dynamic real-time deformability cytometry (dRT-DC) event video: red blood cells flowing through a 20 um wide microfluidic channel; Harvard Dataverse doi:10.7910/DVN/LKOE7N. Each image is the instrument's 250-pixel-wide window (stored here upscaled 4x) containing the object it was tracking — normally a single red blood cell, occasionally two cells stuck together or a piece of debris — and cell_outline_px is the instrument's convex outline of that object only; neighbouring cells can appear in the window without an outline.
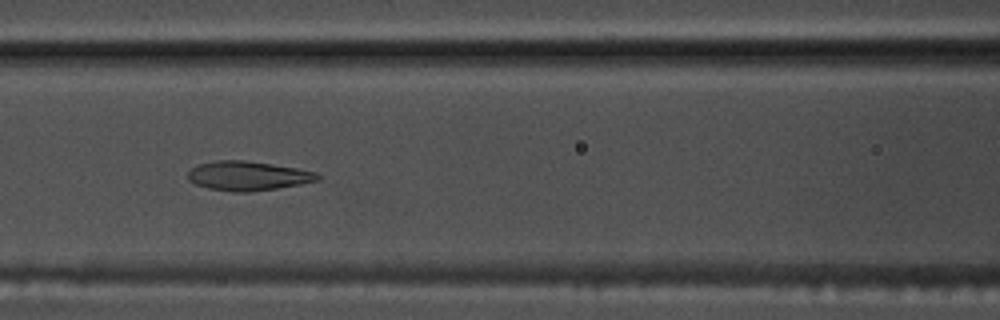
{"species": "common noctule bat (a hibernating species)", "species_latin": "Nyctalus noctula", "temperature_condition": "warm", "stored_images_in_passage": 43, "camera_frame_rate_fps": 3000, "um_per_image_px": 0.085, "animal": {"sex": "male", "body_mass_g": 17.5, "forearm_length_mm": 52.3}, "frame": {"image": 1, "passage_image": 13, "time_ms": 4.0, "image_size_px": [1000, 320], "cell_outline_px": [[320, 180], [300, 184], [276, 188], [248, 192], [232, 192], [208, 188], [196, 184], [188, 180], [188, 172], [192, 168], [200, 164], [216, 160], [244, 160], [272, 164], [296, 168], [316, 172], [320, 176]], "centroid_in_image_um": [21.07, 14.95], "position_along_channel_um": 145.5, "area_um2": 22.02}}
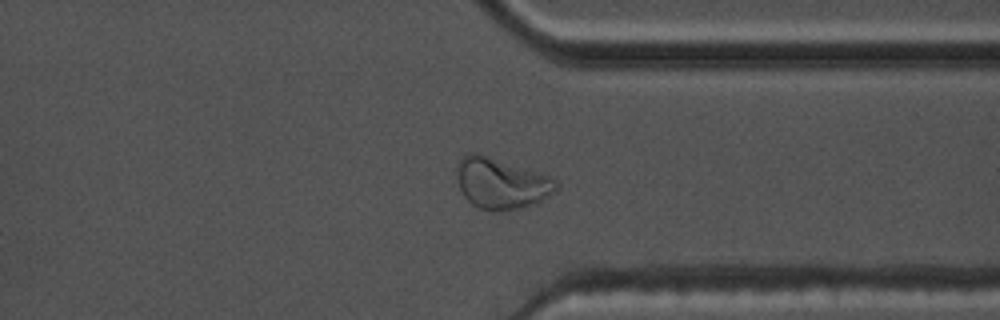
{"frame": {"image": 2, "passage_image": 31, "time_ms": 10.0, "image_size_px": [1000, 320], "cell_outline_px": [[556, 188], [552, 192], [536, 204], [520, 208], [496, 212], [492, 212], [480, 208], [472, 204], [464, 196], [460, 188], [456, 176], [456, 168], [460, 160], [468, 152], [472, 152], [488, 156], [548, 176], [556, 180]], "centroid_in_image_um": [42.55, 15.61], "position_along_channel_um": 368.8, "area_um2": 29.02}}
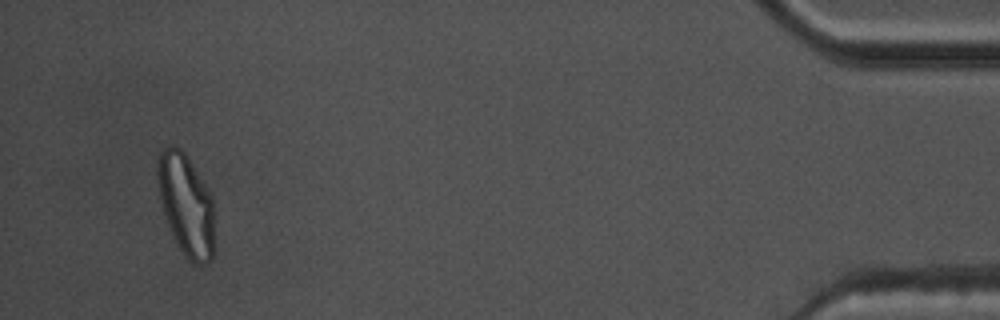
{"frame": {"image": 3, "passage_image": 41, "time_ms": 13.333, "image_size_px": [1000, 320], "cell_outline_px": [[212, 260], [208, 264], [192, 264], [188, 260], [180, 248], [172, 232], [164, 212], [160, 200], [156, 172], [156, 164], [160, 152], [164, 148], [172, 144], [176, 144], [184, 152], [212, 196]], "centroid_in_image_um": [15.79, 17.37], "position_along_channel_um": 419.4, "area_um2": 33.12}, "authors_computed_cell_mechanics": {"area_um2": 23.8136, "velocity_mm_per_s": 3.7454, "shape_relaxation_time_tau1_ms": 6.15, "shape_relaxation_time_tau2_ms": 1.4081, "deformation_change_tau1": 0.2113, "deformation_change_tau2": 0.0865}}